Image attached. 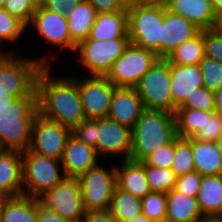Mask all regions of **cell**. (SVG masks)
Here are the masks:
<instances>
[{
	"label": "cell",
	"instance_id": "6da1fadb",
	"mask_svg": "<svg viewBox=\"0 0 222 222\" xmlns=\"http://www.w3.org/2000/svg\"><path fill=\"white\" fill-rule=\"evenodd\" d=\"M52 72L51 65H44L36 79L39 113L47 119L73 129L86 119L78 90L77 76L76 74L59 76Z\"/></svg>",
	"mask_w": 222,
	"mask_h": 222
},
{
	"label": "cell",
	"instance_id": "7a4b0ae2",
	"mask_svg": "<svg viewBox=\"0 0 222 222\" xmlns=\"http://www.w3.org/2000/svg\"><path fill=\"white\" fill-rule=\"evenodd\" d=\"M175 114L163 110L145 109L132 129V149L129 160L143 162L160 147L176 137Z\"/></svg>",
	"mask_w": 222,
	"mask_h": 222
},
{
	"label": "cell",
	"instance_id": "3957f363",
	"mask_svg": "<svg viewBox=\"0 0 222 222\" xmlns=\"http://www.w3.org/2000/svg\"><path fill=\"white\" fill-rule=\"evenodd\" d=\"M39 113L37 95L17 97L0 111V150L27 151Z\"/></svg>",
	"mask_w": 222,
	"mask_h": 222
},
{
	"label": "cell",
	"instance_id": "277c9868",
	"mask_svg": "<svg viewBox=\"0 0 222 222\" xmlns=\"http://www.w3.org/2000/svg\"><path fill=\"white\" fill-rule=\"evenodd\" d=\"M50 51V52H49ZM53 53H56L55 55ZM58 52L50 49L41 57H19L17 53L0 57V92L10 93L15 98L37 95L36 79L44 65L55 64L51 61L58 57ZM53 54V55H52ZM37 58V59H36Z\"/></svg>",
	"mask_w": 222,
	"mask_h": 222
},
{
	"label": "cell",
	"instance_id": "5b68a950",
	"mask_svg": "<svg viewBox=\"0 0 222 222\" xmlns=\"http://www.w3.org/2000/svg\"><path fill=\"white\" fill-rule=\"evenodd\" d=\"M130 43L151 50L161 58L163 7L140 4L127 8Z\"/></svg>",
	"mask_w": 222,
	"mask_h": 222
},
{
	"label": "cell",
	"instance_id": "8992f818",
	"mask_svg": "<svg viewBox=\"0 0 222 222\" xmlns=\"http://www.w3.org/2000/svg\"><path fill=\"white\" fill-rule=\"evenodd\" d=\"M60 160L22 152L23 195L39 198L65 178Z\"/></svg>",
	"mask_w": 222,
	"mask_h": 222
},
{
	"label": "cell",
	"instance_id": "52a82bcc",
	"mask_svg": "<svg viewBox=\"0 0 222 222\" xmlns=\"http://www.w3.org/2000/svg\"><path fill=\"white\" fill-rule=\"evenodd\" d=\"M129 44L130 38L86 39L76 46L75 59L85 69V75L105 76Z\"/></svg>",
	"mask_w": 222,
	"mask_h": 222
},
{
	"label": "cell",
	"instance_id": "ba28073f",
	"mask_svg": "<svg viewBox=\"0 0 222 222\" xmlns=\"http://www.w3.org/2000/svg\"><path fill=\"white\" fill-rule=\"evenodd\" d=\"M169 62L159 58L135 87L147 110L173 113Z\"/></svg>",
	"mask_w": 222,
	"mask_h": 222
},
{
	"label": "cell",
	"instance_id": "9c48e42d",
	"mask_svg": "<svg viewBox=\"0 0 222 222\" xmlns=\"http://www.w3.org/2000/svg\"><path fill=\"white\" fill-rule=\"evenodd\" d=\"M158 59L155 52L130 43L105 77L116 87L135 88Z\"/></svg>",
	"mask_w": 222,
	"mask_h": 222
},
{
	"label": "cell",
	"instance_id": "30bf717a",
	"mask_svg": "<svg viewBox=\"0 0 222 222\" xmlns=\"http://www.w3.org/2000/svg\"><path fill=\"white\" fill-rule=\"evenodd\" d=\"M89 169L77 179L80 183L85 211L109 209L116 185V164L110 168L100 165Z\"/></svg>",
	"mask_w": 222,
	"mask_h": 222
},
{
	"label": "cell",
	"instance_id": "8fae6325",
	"mask_svg": "<svg viewBox=\"0 0 222 222\" xmlns=\"http://www.w3.org/2000/svg\"><path fill=\"white\" fill-rule=\"evenodd\" d=\"M39 200L44 207L58 213L69 222H83L85 208L77 178L65 177L40 196Z\"/></svg>",
	"mask_w": 222,
	"mask_h": 222
},
{
	"label": "cell",
	"instance_id": "7c38bea8",
	"mask_svg": "<svg viewBox=\"0 0 222 222\" xmlns=\"http://www.w3.org/2000/svg\"><path fill=\"white\" fill-rule=\"evenodd\" d=\"M72 129L37 114L32 125L29 151L41 156L61 160Z\"/></svg>",
	"mask_w": 222,
	"mask_h": 222
},
{
	"label": "cell",
	"instance_id": "4fadbf2b",
	"mask_svg": "<svg viewBox=\"0 0 222 222\" xmlns=\"http://www.w3.org/2000/svg\"><path fill=\"white\" fill-rule=\"evenodd\" d=\"M83 113L86 119H102L108 116L116 86L105 76H77Z\"/></svg>",
	"mask_w": 222,
	"mask_h": 222
},
{
	"label": "cell",
	"instance_id": "5bb4252c",
	"mask_svg": "<svg viewBox=\"0 0 222 222\" xmlns=\"http://www.w3.org/2000/svg\"><path fill=\"white\" fill-rule=\"evenodd\" d=\"M28 26L32 32L34 28L38 36L43 38L42 41L45 40L44 42L51 47L54 46L59 53H64V50L75 52L76 45L71 41L65 14L55 13L38 5L27 25V31Z\"/></svg>",
	"mask_w": 222,
	"mask_h": 222
},
{
	"label": "cell",
	"instance_id": "9a60e30c",
	"mask_svg": "<svg viewBox=\"0 0 222 222\" xmlns=\"http://www.w3.org/2000/svg\"><path fill=\"white\" fill-rule=\"evenodd\" d=\"M132 149V130L108 117L97 119V154L121 156L129 160Z\"/></svg>",
	"mask_w": 222,
	"mask_h": 222
},
{
	"label": "cell",
	"instance_id": "2e32d148",
	"mask_svg": "<svg viewBox=\"0 0 222 222\" xmlns=\"http://www.w3.org/2000/svg\"><path fill=\"white\" fill-rule=\"evenodd\" d=\"M201 31L183 16L163 7L161 58L166 59L179 45L193 39Z\"/></svg>",
	"mask_w": 222,
	"mask_h": 222
},
{
	"label": "cell",
	"instance_id": "e0dca14e",
	"mask_svg": "<svg viewBox=\"0 0 222 222\" xmlns=\"http://www.w3.org/2000/svg\"><path fill=\"white\" fill-rule=\"evenodd\" d=\"M95 147L79 141L71 134L68 138L61 164L66 177L78 178L100 163Z\"/></svg>",
	"mask_w": 222,
	"mask_h": 222
},
{
	"label": "cell",
	"instance_id": "ac0fdd59",
	"mask_svg": "<svg viewBox=\"0 0 222 222\" xmlns=\"http://www.w3.org/2000/svg\"><path fill=\"white\" fill-rule=\"evenodd\" d=\"M144 110L136 88L116 87L107 117L132 130Z\"/></svg>",
	"mask_w": 222,
	"mask_h": 222
},
{
	"label": "cell",
	"instance_id": "d6986e66",
	"mask_svg": "<svg viewBox=\"0 0 222 222\" xmlns=\"http://www.w3.org/2000/svg\"><path fill=\"white\" fill-rule=\"evenodd\" d=\"M171 76V93L173 114L176 109L190 96L195 88L203 86V78L199 65H178L169 63Z\"/></svg>",
	"mask_w": 222,
	"mask_h": 222
},
{
	"label": "cell",
	"instance_id": "ffe728a7",
	"mask_svg": "<svg viewBox=\"0 0 222 222\" xmlns=\"http://www.w3.org/2000/svg\"><path fill=\"white\" fill-rule=\"evenodd\" d=\"M0 192L5 197L23 195L22 152L0 150Z\"/></svg>",
	"mask_w": 222,
	"mask_h": 222
},
{
	"label": "cell",
	"instance_id": "44dd1931",
	"mask_svg": "<svg viewBox=\"0 0 222 222\" xmlns=\"http://www.w3.org/2000/svg\"><path fill=\"white\" fill-rule=\"evenodd\" d=\"M116 165V185L124 192L142 199L151 192L145 174V164L124 160Z\"/></svg>",
	"mask_w": 222,
	"mask_h": 222
},
{
	"label": "cell",
	"instance_id": "7402d4cb",
	"mask_svg": "<svg viewBox=\"0 0 222 222\" xmlns=\"http://www.w3.org/2000/svg\"><path fill=\"white\" fill-rule=\"evenodd\" d=\"M168 9L183 16L201 30L215 27L216 16L211 0H173Z\"/></svg>",
	"mask_w": 222,
	"mask_h": 222
},
{
	"label": "cell",
	"instance_id": "603a6c76",
	"mask_svg": "<svg viewBox=\"0 0 222 222\" xmlns=\"http://www.w3.org/2000/svg\"><path fill=\"white\" fill-rule=\"evenodd\" d=\"M116 38H129L127 11L97 14L87 39L100 41Z\"/></svg>",
	"mask_w": 222,
	"mask_h": 222
},
{
	"label": "cell",
	"instance_id": "cb8c5ba5",
	"mask_svg": "<svg viewBox=\"0 0 222 222\" xmlns=\"http://www.w3.org/2000/svg\"><path fill=\"white\" fill-rule=\"evenodd\" d=\"M166 220L169 222H199L202 215L197 198L190 197L174 189L166 193Z\"/></svg>",
	"mask_w": 222,
	"mask_h": 222
},
{
	"label": "cell",
	"instance_id": "d4e9b609",
	"mask_svg": "<svg viewBox=\"0 0 222 222\" xmlns=\"http://www.w3.org/2000/svg\"><path fill=\"white\" fill-rule=\"evenodd\" d=\"M197 201L205 218L222 215V175L202 176Z\"/></svg>",
	"mask_w": 222,
	"mask_h": 222
},
{
	"label": "cell",
	"instance_id": "484cf974",
	"mask_svg": "<svg viewBox=\"0 0 222 222\" xmlns=\"http://www.w3.org/2000/svg\"><path fill=\"white\" fill-rule=\"evenodd\" d=\"M195 171L202 176L222 175V155L217 142L192 138Z\"/></svg>",
	"mask_w": 222,
	"mask_h": 222
},
{
	"label": "cell",
	"instance_id": "4316f807",
	"mask_svg": "<svg viewBox=\"0 0 222 222\" xmlns=\"http://www.w3.org/2000/svg\"><path fill=\"white\" fill-rule=\"evenodd\" d=\"M38 198L5 197L0 202V222H36Z\"/></svg>",
	"mask_w": 222,
	"mask_h": 222
},
{
	"label": "cell",
	"instance_id": "83f0119b",
	"mask_svg": "<svg viewBox=\"0 0 222 222\" xmlns=\"http://www.w3.org/2000/svg\"><path fill=\"white\" fill-rule=\"evenodd\" d=\"M96 15V10L86 0H82L77 7H74L71 12L66 15L71 41L76 46L88 38Z\"/></svg>",
	"mask_w": 222,
	"mask_h": 222
},
{
	"label": "cell",
	"instance_id": "f1b7e54d",
	"mask_svg": "<svg viewBox=\"0 0 222 222\" xmlns=\"http://www.w3.org/2000/svg\"><path fill=\"white\" fill-rule=\"evenodd\" d=\"M109 210L117 222L130 220L142 213L141 199L116 186Z\"/></svg>",
	"mask_w": 222,
	"mask_h": 222
},
{
	"label": "cell",
	"instance_id": "f546056e",
	"mask_svg": "<svg viewBox=\"0 0 222 222\" xmlns=\"http://www.w3.org/2000/svg\"><path fill=\"white\" fill-rule=\"evenodd\" d=\"M205 57L203 30L193 39L179 45L166 60L178 65H199Z\"/></svg>",
	"mask_w": 222,
	"mask_h": 222
},
{
	"label": "cell",
	"instance_id": "4dcf8cb0",
	"mask_svg": "<svg viewBox=\"0 0 222 222\" xmlns=\"http://www.w3.org/2000/svg\"><path fill=\"white\" fill-rule=\"evenodd\" d=\"M176 135L180 138H191L204 128L206 112L191 108H177L175 112Z\"/></svg>",
	"mask_w": 222,
	"mask_h": 222
},
{
	"label": "cell",
	"instance_id": "1f68e13d",
	"mask_svg": "<svg viewBox=\"0 0 222 222\" xmlns=\"http://www.w3.org/2000/svg\"><path fill=\"white\" fill-rule=\"evenodd\" d=\"M171 169L177 177L195 171L193 152H192V137L174 138V157Z\"/></svg>",
	"mask_w": 222,
	"mask_h": 222
},
{
	"label": "cell",
	"instance_id": "d6a6232c",
	"mask_svg": "<svg viewBox=\"0 0 222 222\" xmlns=\"http://www.w3.org/2000/svg\"><path fill=\"white\" fill-rule=\"evenodd\" d=\"M27 26L18 18L10 15L5 9L0 8V41L11 45V52L17 53L14 46L24 37ZM17 42V43H16ZM13 47V48H12Z\"/></svg>",
	"mask_w": 222,
	"mask_h": 222
},
{
	"label": "cell",
	"instance_id": "836d02e7",
	"mask_svg": "<svg viewBox=\"0 0 222 222\" xmlns=\"http://www.w3.org/2000/svg\"><path fill=\"white\" fill-rule=\"evenodd\" d=\"M145 174L149 188L153 192L168 193L174 189L177 181V175L171 168L145 165Z\"/></svg>",
	"mask_w": 222,
	"mask_h": 222
},
{
	"label": "cell",
	"instance_id": "e575fe53",
	"mask_svg": "<svg viewBox=\"0 0 222 222\" xmlns=\"http://www.w3.org/2000/svg\"><path fill=\"white\" fill-rule=\"evenodd\" d=\"M142 213L153 222L166 220V193L151 191L141 199Z\"/></svg>",
	"mask_w": 222,
	"mask_h": 222
},
{
	"label": "cell",
	"instance_id": "d590c367",
	"mask_svg": "<svg viewBox=\"0 0 222 222\" xmlns=\"http://www.w3.org/2000/svg\"><path fill=\"white\" fill-rule=\"evenodd\" d=\"M203 86L209 91L215 92L222 87V63L205 56L199 63Z\"/></svg>",
	"mask_w": 222,
	"mask_h": 222
},
{
	"label": "cell",
	"instance_id": "8d00e7d4",
	"mask_svg": "<svg viewBox=\"0 0 222 222\" xmlns=\"http://www.w3.org/2000/svg\"><path fill=\"white\" fill-rule=\"evenodd\" d=\"M178 108H191L203 112H215L214 95L204 86L195 88Z\"/></svg>",
	"mask_w": 222,
	"mask_h": 222
},
{
	"label": "cell",
	"instance_id": "74e56055",
	"mask_svg": "<svg viewBox=\"0 0 222 222\" xmlns=\"http://www.w3.org/2000/svg\"><path fill=\"white\" fill-rule=\"evenodd\" d=\"M222 133V114L217 112H206V123L204 128L198 130L192 137L200 141L216 142Z\"/></svg>",
	"mask_w": 222,
	"mask_h": 222
},
{
	"label": "cell",
	"instance_id": "f35d334b",
	"mask_svg": "<svg viewBox=\"0 0 222 222\" xmlns=\"http://www.w3.org/2000/svg\"><path fill=\"white\" fill-rule=\"evenodd\" d=\"M37 6L34 0H6L2 8L27 26Z\"/></svg>",
	"mask_w": 222,
	"mask_h": 222
},
{
	"label": "cell",
	"instance_id": "ab89813d",
	"mask_svg": "<svg viewBox=\"0 0 222 222\" xmlns=\"http://www.w3.org/2000/svg\"><path fill=\"white\" fill-rule=\"evenodd\" d=\"M205 56L222 63V34L215 28L203 30Z\"/></svg>",
	"mask_w": 222,
	"mask_h": 222
},
{
	"label": "cell",
	"instance_id": "60d3db41",
	"mask_svg": "<svg viewBox=\"0 0 222 222\" xmlns=\"http://www.w3.org/2000/svg\"><path fill=\"white\" fill-rule=\"evenodd\" d=\"M72 135L79 141L95 147L97 152V120L84 119L72 129Z\"/></svg>",
	"mask_w": 222,
	"mask_h": 222
},
{
	"label": "cell",
	"instance_id": "b9f144b4",
	"mask_svg": "<svg viewBox=\"0 0 222 222\" xmlns=\"http://www.w3.org/2000/svg\"><path fill=\"white\" fill-rule=\"evenodd\" d=\"M174 157V139L148 156L143 163L157 168H171Z\"/></svg>",
	"mask_w": 222,
	"mask_h": 222
},
{
	"label": "cell",
	"instance_id": "7bdbcfd3",
	"mask_svg": "<svg viewBox=\"0 0 222 222\" xmlns=\"http://www.w3.org/2000/svg\"><path fill=\"white\" fill-rule=\"evenodd\" d=\"M202 175L197 171L187 173L177 177L174 190L184 193L193 198H197L200 189Z\"/></svg>",
	"mask_w": 222,
	"mask_h": 222
},
{
	"label": "cell",
	"instance_id": "ee69618b",
	"mask_svg": "<svg viewBox=\"0 0 222 222\" xmlns=\"http://www.w3.org/2000/svg\"><path fill=\"white\" fill-rule=\"evenodd\" d=\"M82 0H43L39 5L49 11L67 15Z\"/></svg>",
	"mask_w": 222,
	"mask_h": 222
},
{
	"label": "cell",
	"instance_id": "f6af8a7d",
	"mask_svg": "<svg viewBox=\"0 0 222 222\" xmlns=\"http://www.w3.org/2000/svg\"><path fill=\"white\" fill-rule=\"evenodd\" d=\"M99 13L127 11L121 0H86Z\"/></svg>",
	"mask_w": 222,
	"mask_h": 222
},
{
	"label": "cell",
	"instance_id": "bcb514c9",
	"mask_svg": "<svg viewBox=\"0 0 222 222\" xmlns=\"http://www.w3.org/2000/svg\"><path fill=\"white\" fill-rule=\"evenodd\" d=\"M83 222H117L109 209L85 211Z\"/></svg>",
	"mask_w": 222,
	"mask_h": 222
},
{
	"label": "cell",
	"instance_id": "7dc6e473",
	"mask_svg": "<svg viewBox=\"0 0 222 222\" xmlns=\"http://www.w3.org/2000/svg\"><path fill=\"white\" fill-rule=\"evenodd\" d=\"M36 222H69V221L65 218H62L58 213L44 207L40 203V200L38 198Z\"/></svg>",
	"mask_w": 222,
	"mask_h": 222
},
{
	"label": "cell",
	"instance_id": "c3c4849f",
	"mask_svg": "<svg viewBox=\"0 0 222 222\" xmlns=\"http://www.w3.org/2000/svg\"><path fill=\"white\" fill-rule=\"evenodd\" d=\"M215 112L222 114V87L213 92Z\"/></svg>",
	"mask_w": 222,
	"mask_h": 222
},
{
	"label": "cell",
	"instance_id": "681fc988",
	"mask_svg": "<svg viewBox=\"0 0 222 222\" xmlns=\"http://www.w3.org/2000/svg\"><path fill=\"white\" fill-rule=\"evenodd\" d=\"M15 99L10 93L0 92V111L9 106V103Z\"/></svg>",
	"mask_w": 222,
	"mask_h": 222
},
{
	"label": "cell",
	"instance_id": "f907efd6",
	"mask_svg": "<svg viewBox=\"0 0 222 222\" xmlns=\"http://www.w3.org/2000/svg\"><path fill=\"white\" fill-rule=\"evenodd\" d=\"M173 0H145V4H152L168 8Z\"/></svg>",
	"mask_w": 222,
	"mask_h": 222
},
{
	"label": "cell",
	"instance_id": "816d5d0a",
	"mask_svg": "<svg viewBox=\"0 0 222 222\" xmlns=\"http://www.w3.org/2000/svg\"><path fill=\"white\" fill-rule=\"evenodd\" d=\"M214 15L217 17L222 13V0H211Z\"/></svg>",
	"mask_w": 222,
	"mask_h": 222
},
{
	"label": "cell",
	"instance_id": "f5cc1de1",
	"mask_svg": "<svg viewBox=\"0 0 222 222\" xmlns=\"http://www.w3.org/2000/svg\"><path fill=\"white\" fill-rule=\"evenodd\" d=\"M124 222H153L152 220H150L147 216H145L143 213L137 215L136 217L124 221Z\"/></svg>",
	"mask_w": 222,
	"mask_h": 222
},
{
	"label": "cell",
	"instance_id": "db71d44e",
	"mask_svg": "<svg viewBox=\"0 0 222 222\" xmlns=\"http://www.w3.org/2000/svg\"><path fill=\"white\" fill-rule=\"evenodd\" d=\"M121 1L126 8L134 5L145 4V0H121Z\"/></svg>",
	"mask_w": 222,
	"mask_h": 222
},
{
	"label": "cell",
	"instance_id": "11a10c76",
	"mask_svg": "<svg viewBox=\"0 0 222 222\" xmlns=\"http://www.w3.org/2000/svg\"><path fill=\"white\" fill-rule=\"evenodd\" d=\"M214 28L222 34V13L216 17V23Z\"/></svg>",
	"mask_w": 222,
	"mask_h": 222
},
{
	"label": "cell",
	"instance_id": "9f6ffc18",
	"mask_svg": "<svg viewBox=\"0 0 222 222\" xmlns=\"http://www.w3.org/2000/svg\"><path fill=\"white\" fill-rule=\"evenodd\" d=\"M4 48H5V51H4ZM10 54H12L11 50L9 48L7 50L6 47H4V44L0 41V57L7 56Z\"/></svg>",
	"mask_w": 222,
	"mask_h": 222
},
{
	"label": "cell",
	"instance_id": "6f0895ef",
	"mask_svg": "<svg viewBox=\"0 0 222 222\" xmlns=\"http://www.w3.org/2000/svg\"><path fill=\"white\" fill-rule=\"evenodd\" d=\"M199 222H221L219 218H205Z\"/></svg>",
	"mask_w": 222,
	"mask_h": 222
},
{
	"label": "cell",
	"instance_id": "680465c9",
	"mask_svg": "<svg viewBox=\"0 0 222 222\" xmlns=\"http://www.w3.org/2000/svg\"><path fill=\"white\" fill-rule=\"evenodd\" d=\"M216 142H217L218 148H219L221 155H222V133Z\"/></svg>",
	"mask_w": 222,
	"mask_h": 222
},
{
	"label": "cell",
	"instance_id": "91938a15",
	"mask_svg": "<svg viewBox=\"0 0 222 222\" xmlns=\"http://www.w3.org/2000/svg\"><path fill=\"white\" fill-rule=\"evenodd\" d=\"M6 0H0V8L3 7L4 3H5Z\"/></svg>",
	"mask_w": 222,
	"mask_h": 222
},
{
	"label": "cell",
	"instance_id": "94428289",
	"mask_svg": "<svg viewBox=\"0 0 222 222\" xmlns=\"http://www.w3.org/2000/svg\"><path fill=\"white\" fill-rule=\"evenodd\" d=\"M5 198V196L0 192V202Z\"/></svg>",
	"mask_w": 222,
	"mask_h": 222
},
{
	"label": "cell",
	"instance_id": "6125c7cd",
	"mask_svg": "<svg viewBox=\"0 0 222 222\" xmlns=\"http://www.w3.org/2000/svg\"><path fill=\"white\" fill-rule=\"evenodd\" d=\"M38 5L43 1V0H34Z\"/></svg>",
	"mask_w": 222,
	"mask_h": 222
}]
</instances>
